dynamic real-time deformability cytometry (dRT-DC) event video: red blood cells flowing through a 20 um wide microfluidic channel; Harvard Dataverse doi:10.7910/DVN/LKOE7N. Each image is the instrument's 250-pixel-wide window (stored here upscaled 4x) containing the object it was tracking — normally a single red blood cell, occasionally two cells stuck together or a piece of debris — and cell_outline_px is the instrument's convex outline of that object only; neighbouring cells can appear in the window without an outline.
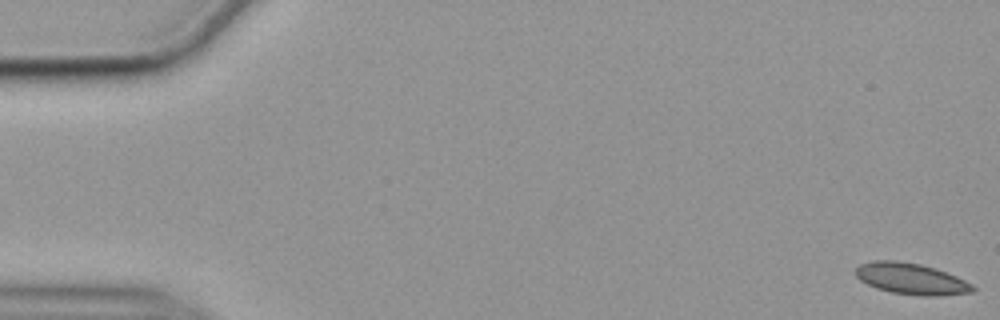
{"species": "common noctule bat (a hibernating species)", "species_latin": "Nyctalus noctula", "temperature_condition": "cold", "stored_images_in_passage": 57, "camera_frame_rate_fps": 3000, "um_per_image_px": 0.085, "animal": {"sex": "female", "body_mass_g": 19.9}, "frame": {"image": 1, "passage_image": 1, "time_ms": 0.0, "image_size_px": [1000, 320], "cell_outline_px": [[976, 288], [972, 292], [936, 296], [924, 296], [892, 292], [876, 288], [860, 280], [856, 276], [856, 268], [860, 264], [872, 260], [896, 260], [920, 264], [936, 268], [956, 276], [972, 284]], "centroid_in_image_um": [77.44, 23.68], "position_along_channel_um": 7.6, "area_um2": 21.27}}
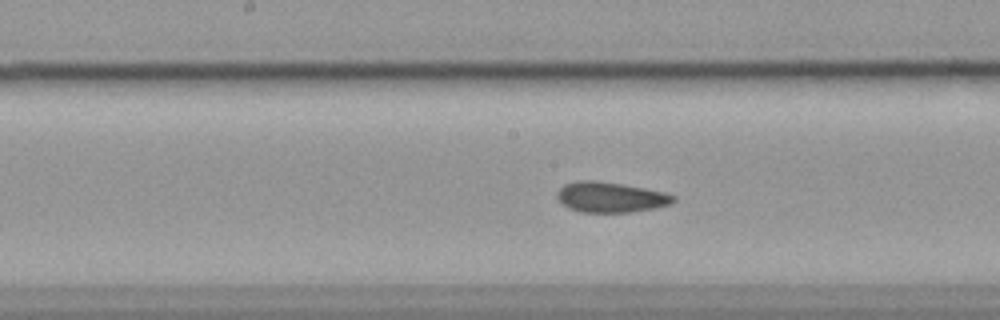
{"frame": {"image": 2, "passage_image": 29, "time_ms": 9.333, "image_size_px": [1000, 320], "cell_outline_px": [[676, 200], [672, 204], [656, 208], [632, 212], [580, 212], [568, 208], [556, 196], [556, 192], [564, 184], [576, 180], [596, 180], [644, 188], [664, 192], [676, 196]], "centroid_in_image_um": [51.91, 16.76], "position_along_channel_um": 196.3, "area_um2": 20.69}}
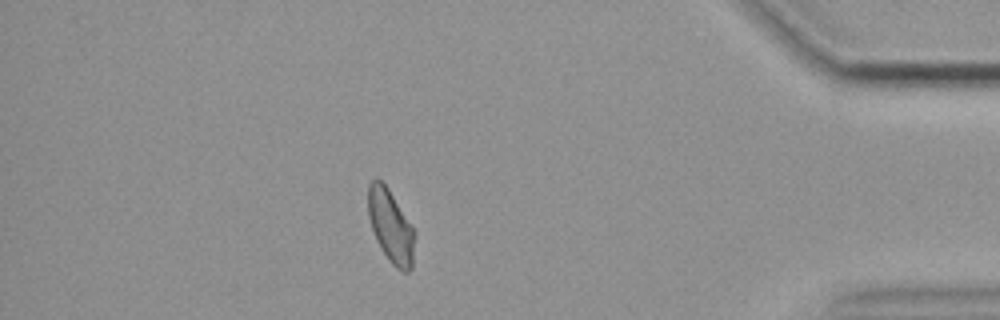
{"frame": {"image": 3, "passage_image": 50, "time_ms": 16.333, "image_size_px": [1000, 320], "cell_outline_px": [[416, 236], [412, 268], [408, 272], [400, 272], [388, 260], [380, 248], [376, 240], [368, 216], [368, 184], [376, 176], [388, 188], [416, 232]], "centroid_in_image_um": [33.22, 19.26], "position_along_channel_um": 402.0, "area_um2": 20.11}, "authors_computed_cell_mechanics": {"area_um2": 20.8658, "velocity_mm_per_s": 3.5352, "shape_relaxation_time_tau1_ms": 7.1487, "shape_relaxation_time_tau2_ms": 1.8186, "deformation_change_tau1": 0.1165, "deformation_change_tau2": 0.0665}}